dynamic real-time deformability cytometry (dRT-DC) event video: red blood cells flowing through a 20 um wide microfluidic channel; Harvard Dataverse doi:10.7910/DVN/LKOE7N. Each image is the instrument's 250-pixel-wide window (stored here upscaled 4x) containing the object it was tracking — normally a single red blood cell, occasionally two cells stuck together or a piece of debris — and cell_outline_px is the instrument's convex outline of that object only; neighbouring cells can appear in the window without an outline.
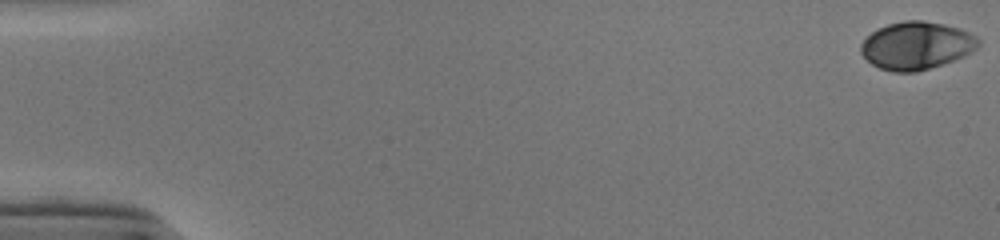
{"species": "human", "species_latin": "Homo sapiens", "temperature_condition": "cold", "stored_images_in_passage": 45, "camera_frame_rate_fps": 3000, "um_per_image_px": 0.085, "donor": {"sex": "male"}, "frame": {"image": 1, "passage_image": 1, "time_ms": 0.0, "image_size_px": [1000, 240], "cell_outline_px": [[980, 44], [976, 48], [964, 56], [916, 72], [892, 72], [880, 68], [872, 64], [860, 52], [860, 44], [876, 28], [888, 24], [904, 20], [920, 20], [944, 24], [960, 28], [976, 36], [980, 40]], "centroid_in_image_um": [77.88, 3.86], "position_along_channel_um": 7.1, "area_um2": 32.54}}
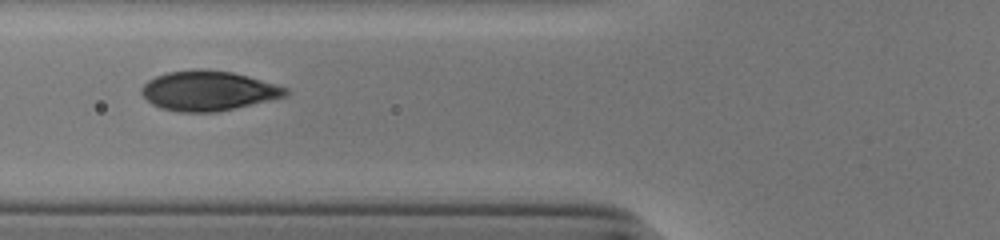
{"frame": {"image": 2, "passage_image": 22, "time_ms": 7.0, "image_size_px": [1000, 240], "cell_outline_px": [[288, 96], [236, 108], [216, 112], [180, 112], [160, 108], [152, 104], [140, 92], [140, 88], [148, 80], [156, 76], [168, 72], [200, 68], [232, 72], [248, 76], [276, 84], [288, 88]], "centroid_in_image_um": [17.71, 7.71], "position_along_channel_um": 108.1, "area_um2": 33.52}}
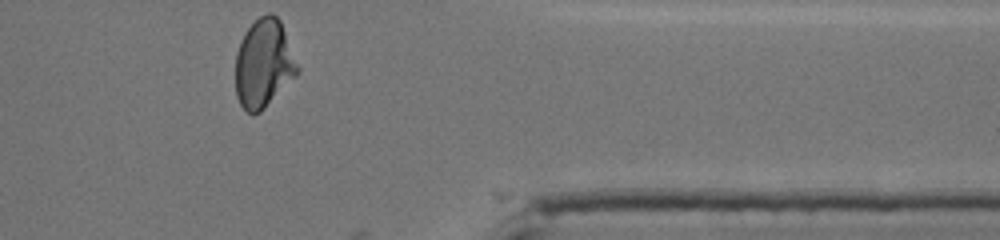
{"frame": {"image": 3, "passage_image": 45, "time_ms": 14.667, "image_size_px": [1000, 240], "cell_outline_px": [[300, 72], [260, 112], [252, 116], [240, 104], [236, 96], [236, 52], [240, 40], [244, 32], [260, 16], [268, 12], [272, 12], [280, 20], [300, 68]], "centroid_in_image_um": [22.42, 5.4], "position_along_channel_um": 389.0, "area_um2": 32.02}}